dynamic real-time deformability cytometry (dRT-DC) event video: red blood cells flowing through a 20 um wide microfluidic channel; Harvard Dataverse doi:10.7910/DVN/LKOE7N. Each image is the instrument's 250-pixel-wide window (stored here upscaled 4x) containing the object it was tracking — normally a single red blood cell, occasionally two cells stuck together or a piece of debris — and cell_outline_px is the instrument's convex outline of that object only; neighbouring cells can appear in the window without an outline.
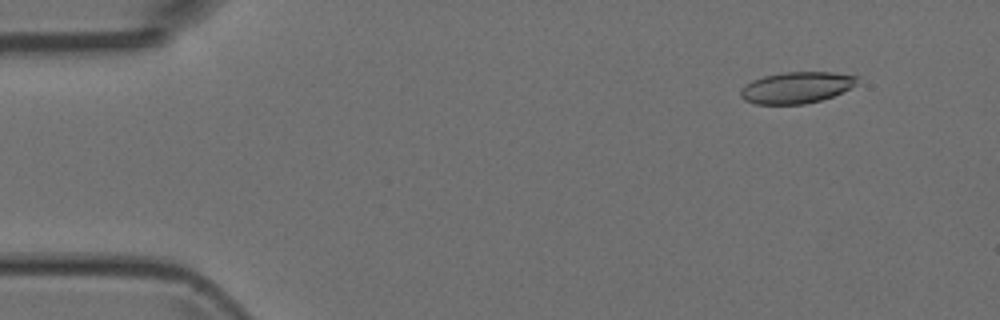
{"species": "Egyptian fruit bat (a non-hibernating species)", "species_latin": "Rousettus aegyptiacus", "temperature_condition": "room temperature", "stored_images_in_passage": 32, "camera_frame_rate_fps": 3000, "um_per_image_px": 0.085, "animal": {"sex": "female"}, "frame": {"image": 1, "passage_image": 4, "time_ms": 1.0, "image_size_px": [1000, 320], "cell_outline_px": [[860, 76], [856, 84], [832, 96], [820, 100], [804, 104], [756, 104], [744, 100], [740, 96], [740, 88], [752, 80], [764, 76], [780, 72], [832, 72]], "centroid_in_image_um": [67.67, 7.43], "position_along_channel_um": 17.3, "area_um2": 21.33}}
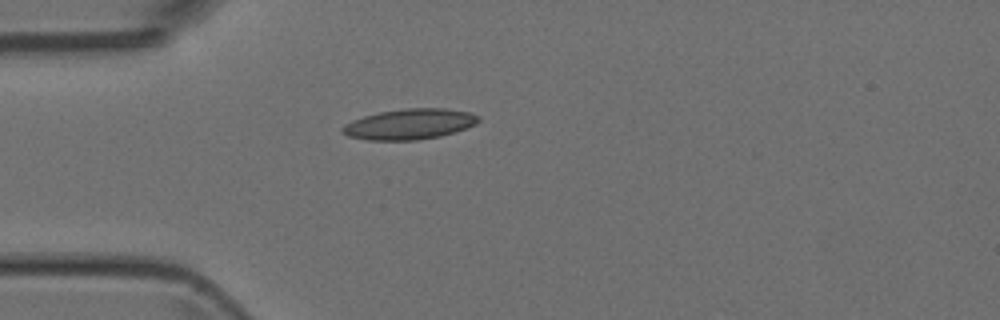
{"frame": {"image": 2, "passage_image": 13, "time_ms": 4.0, "image_size_px": [1000, 320], "cell_outline_px": [[480, 120], [476, 124], [440, 136], [416, 140], [368, 140], [348, 136], [340, 132], [340, 128], [344, 124], [352, 120], [364, 116], [380, 112], [404, 108], [444, 108], [472, 112], [480, 116]], "centroid_in_image_um": [34.79, 10.54], "position_along_channel_um": 50.2, "area_um2": 24.28}}
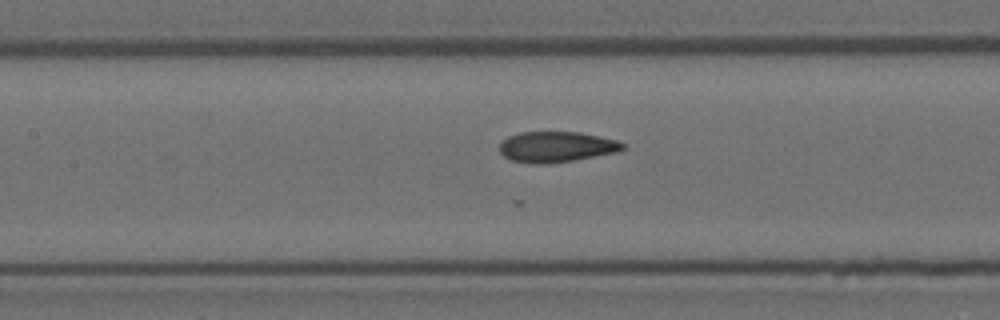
{"frame": {"image": 3, "passage_image": 22, "time_ms": 7.0, "image_size_px": [1000, 320], "cell_outline_px": [[624, 148], [616, 152], [572, 160], [548, 164], [532, 164], [512, 160], [504, 156], [500, 152], [500, 144], [508, 136], [520, 132], [580, 132], [616, 140], [624, 144]], "centroid_in_image_um": [47.26, 12.48], "position_along_channel_um": 160.1, "area_um2": 21.79}}